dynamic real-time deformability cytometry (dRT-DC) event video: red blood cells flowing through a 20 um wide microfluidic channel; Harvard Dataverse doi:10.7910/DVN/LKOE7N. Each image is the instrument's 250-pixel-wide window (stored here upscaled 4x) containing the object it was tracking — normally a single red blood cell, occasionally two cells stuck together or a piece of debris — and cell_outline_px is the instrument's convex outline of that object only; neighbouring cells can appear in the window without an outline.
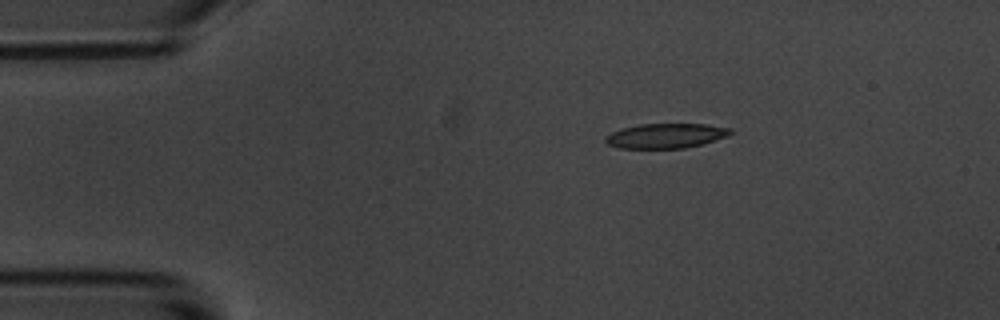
{"species": "common noctule bat (a hibernating species)", "species_latin": "Nyctalus noctula", "temperature_condition": "room temperature", "stored_images_in_passage": 4, "camera_frame_rate_fps": 3000, "um_per_image_px": 0.085, "animal": {"sex": "male", "body_mass_g": 20.1, "forearm_length_mm": 53.5}, "frame": {"image": 1, "passage_image": 4, "time_ms": 17.0, "image_size_px": [1000, 320], "cell_outline_px": [[732, 132], [728, 136], [700, 144], [684, 148], [620, 148], [608, 144], [604, 140], [604, 136], [612, 132], [624, 128], [640, 124], [704, 124], [732, 128]], "centroid_in_image_um": [56.58, 11.54], "position_along_channel_um": 28.4, "area_um2": 17.86}}